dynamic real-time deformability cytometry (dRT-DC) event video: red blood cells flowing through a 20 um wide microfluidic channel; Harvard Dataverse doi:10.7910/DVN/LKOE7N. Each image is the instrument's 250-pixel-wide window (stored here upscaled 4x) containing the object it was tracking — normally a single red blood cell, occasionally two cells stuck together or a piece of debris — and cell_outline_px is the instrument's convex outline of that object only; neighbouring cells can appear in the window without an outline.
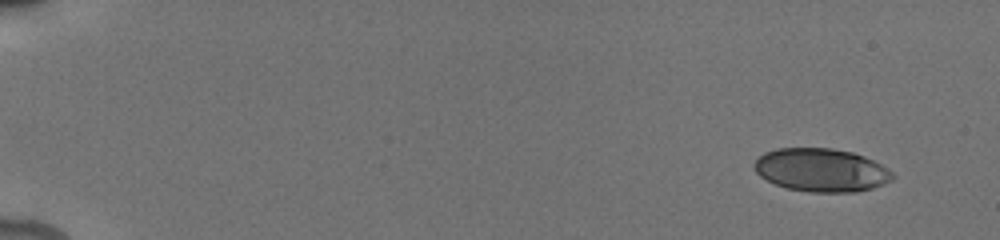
{"species": "human", "species_latin": "Homo sapiens", "temperature_condition": "cold", "stored_images_in_passage": 5, "camera_frame_rate_fps": 3000, "um_per_image_px": 0.085, "donor": {"sex": "male"}, "frame": {"image": 1, "passage_image": 1, "time_ms": 0.0, "image_size_px": [1000, 240], "cell_outline_px": [[896, 176], [892, 180], [884, 184], [872, 188], [856, 192], [812, 192], [784, 188], [760, 176], [756, 172], [752, 164], [764, 152], [776, 148], [832, 148], [852, 152], [864, 156], [888, 168]], "centroid_in_image_um": [69.81, 14.45], "position_along_channel_um": 15.2, "area_um2": 35.03}}